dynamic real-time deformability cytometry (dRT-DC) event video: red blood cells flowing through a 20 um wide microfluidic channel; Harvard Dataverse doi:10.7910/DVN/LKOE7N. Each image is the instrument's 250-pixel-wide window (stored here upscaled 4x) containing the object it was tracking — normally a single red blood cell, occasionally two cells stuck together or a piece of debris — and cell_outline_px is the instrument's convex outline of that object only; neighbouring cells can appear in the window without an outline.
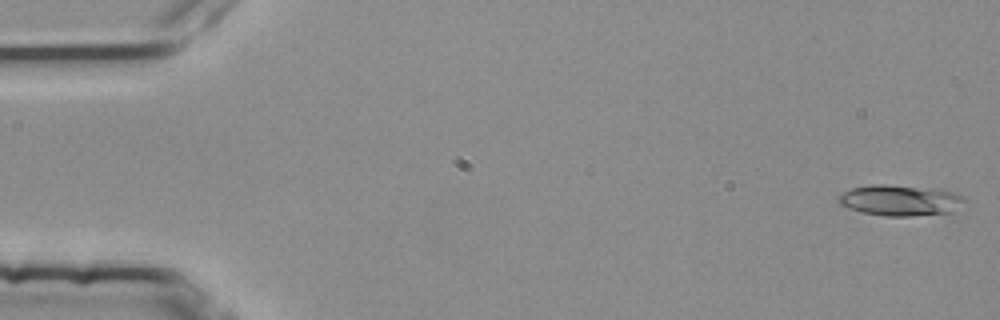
{"species": "common noctule bat (a hibernating species)", "species_latin": "Nyctalus noctula", "temperature_condition": "room temperature", "stored_images_in_passage": 53, "camera_frame_rate_fps": 3000, "um_per_image_px": 0.085, "animal": {"sex": "female", "body_mass_g": 25.1}, "frame": {"image": 1, "passage_image": 1, "time_ms": 0.0, "image_size_px": [1000, 320], "cell_outline_px": [[968, 200], [952, 212], [912, 216], [884, 216], [860, 212], [848, 208], [840, 204], [836, 200], [844, 192], [852, 188], [872, 184], [888, 184], [940, 188], [956, 192], [964, 196]], "centroid_in_image_um": [76.57, 17.01], "position_along_channel_um": 8.4, "area_um2": 23.18}}
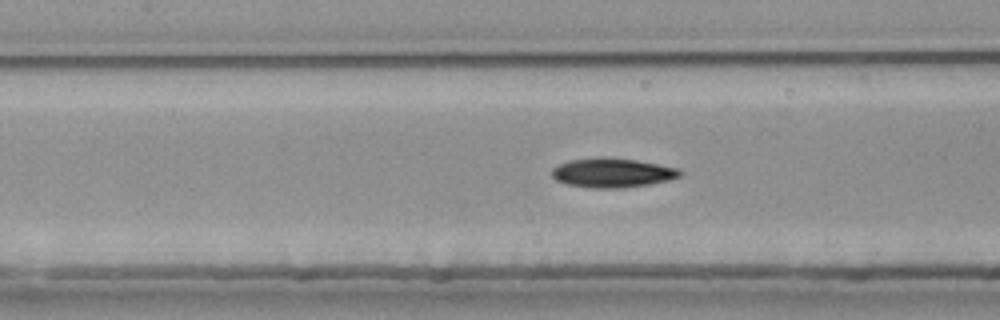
{"frame": {"image": 2, "passage_image": 24, "time_ms": 7.667, "image_size_px": [1000, 320], "cell_outline_px": [[684, 172], [680, 176], [668, 180], [648, 184], [616, 188], [592, 188], [568, 184], [556, 180], [552, 176], [552, 168], [556, 164], [568, 160], [600, 156], [608, 156], [636, 160], [680, 168]], "centroid_in_image_um": [52.03, 14.66], "position_along_channel_um": 155.4, "area_um2": 22.14}}
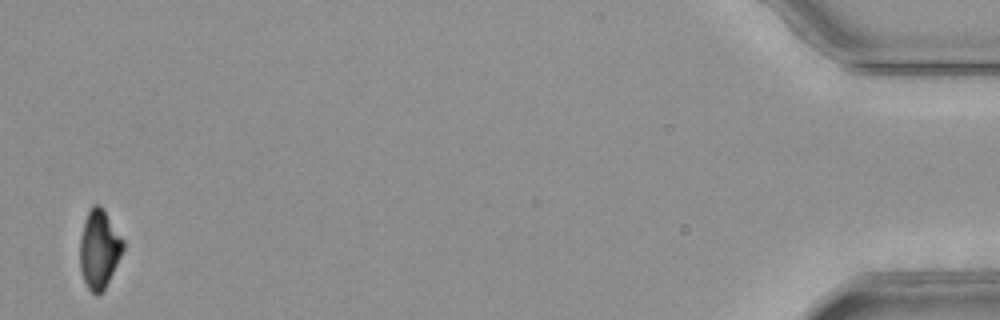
{"frame": {"image": 3, "passage_image": 53, "time_ms": 17.333, "image_size_px": [1000, 320], "cell_outline_px": [[124, 248], [104, 292], [100, 296], [96, 296], [88, 288], [84, 280], [80, 268], [80, 236], [84, 220], [92, 204], [100, 204], [104, 208], [124, 240]], "centroid_in_image_um": [8.43, 21.17], "position_along_channel_um": 426.8, "area_um2": 20.11}, "authors_computed_cell_mechanics": {"area_um2": 21.1548, "velocity_mm_per_s": 3.7811, "shape_relaxation_time_tau1_ms": null, "shape_relaxation_time_tau2_ms": 7.2065, "deformation_change_tau1": null, "deformation_change_tau2": 0.1515}}